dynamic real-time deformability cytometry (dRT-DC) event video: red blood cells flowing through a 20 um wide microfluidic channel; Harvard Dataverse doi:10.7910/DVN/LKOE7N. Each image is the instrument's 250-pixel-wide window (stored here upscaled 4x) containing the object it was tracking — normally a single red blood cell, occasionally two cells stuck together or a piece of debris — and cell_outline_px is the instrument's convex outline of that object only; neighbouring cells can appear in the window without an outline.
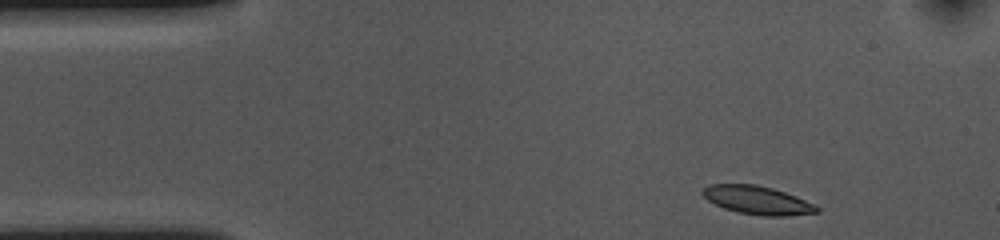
{"species": "common noctule bat (a hibernating species)", "species_latin": "Nyctalus noctula", "temperature_condition": "cold", "stored_images_in_passage": 42, "camera_frame_rate_fps": 3000, "um_per_image_px": 0.085, "animal": {"sex": "female", "body_mass_g": 10.0, "forearm_length_mm": 53.1}, "frame": {"image": 1, "passage_image": 1, "time_ms": 0.0, "image_size_px": [1000, 240], "cell_outline_px": [[820, 212], [788, 216], [764, 216], [740, 212], [724, 208], [708, 200], [700, 192], [708, 184], [756, 184], [772, 188], [796, 196], [816, 204], [820, 208]], "centroid_in_image_um": [64.42, 17.01], "position_along_channel_um": 20.6, "area_um2": 18.9}}
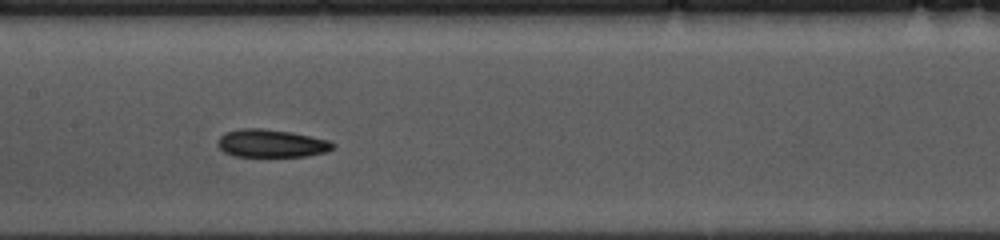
{"frame": {"image": 2, "passage_image": 20, "time_ms": 6.333, "image_size_px": [1000, 240], "cell_outline_px": [[336, 144], [328, 152], [304, 156], [236, 156], [224, 152], [216, 144], [220, 136], [224, 132], [240, 128], [260, 128], [292, 132], [312, 136], [328, 140]], "centroid_in_image_um": [23.06, 12.18], "position_along_channel_um": 184.3, "area_um2": 18.79}}
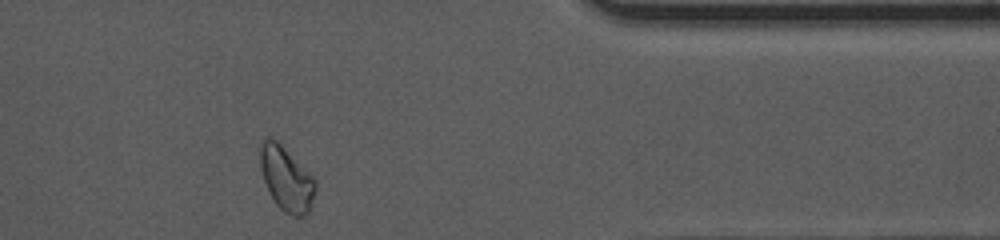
{"frame": {"image": 3, "passage_image": 39, "time_ms": 12.667, "image_size_px": [1000, 240], "cell_outline_px": [[316, 188], [308, 212], [304, 216], [292, 216], [284, 212], [276, 204], [264, 180], [260, 168], [260, 140], [264, 136], [272, 136], [316, 180]], "centroid_in_image_um": [24.31, 15.16], "position_along_channel_um": 387.1, "area_um2": 20.46}, "authors_computed_cell_mechanics": {"area_um2": 19.2474, "velocity_mm_per_s": 3.5816, "shape_relaxation_time_tau1_ms": 2.6165, "shape_relaxation_time_tau2_ms": null, "deformation_change_tau1": 0.0893, "deformation_change_tau2": null}}